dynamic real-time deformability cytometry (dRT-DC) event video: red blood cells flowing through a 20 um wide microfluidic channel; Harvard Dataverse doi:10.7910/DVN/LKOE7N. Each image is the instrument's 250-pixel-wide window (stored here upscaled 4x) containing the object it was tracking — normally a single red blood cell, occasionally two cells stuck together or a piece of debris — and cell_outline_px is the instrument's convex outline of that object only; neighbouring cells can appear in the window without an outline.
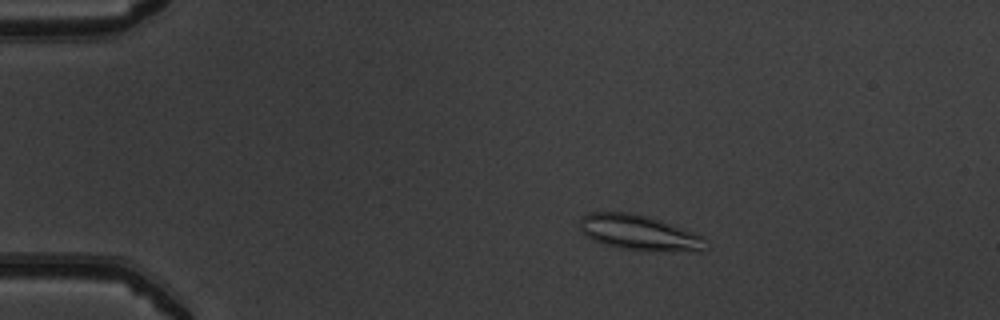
{"species": "common noctule bat (a hibernating species)", "species_latin": "Nyctalus noctula", "temperature_condition": "warm", "stored_images_in_passage": 16, "camera_frame_rate_fps": 3000, "um_per_image_px": 0.085, "animal": {"sex": "male", "body_mass_g": 19.5, "forearm_length_mm": 54.6}, "frame": {"image": 1, "passage_image": 7, "time_ms": 2.0, "image_size_px": [1000, 320], "cell_outline_px": [[704, 252], [640, 252], [616, 248], [592, 240], [584, 236], [580, 232], [580, 216], [588, 212], [632, 212], [652, 216], [684, 228], [704, 236]], "centroid_in_image_um": [54.33, 19.8], "position_along_channel_um": 30.7, "area_um2": 27.17}}
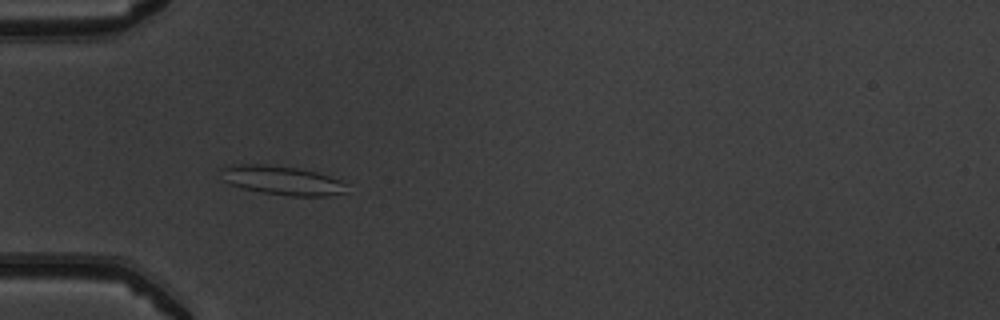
{"frame": {"image": 2, "passage_image": 14, "time_ms": 4.333, "image_size_px": [1000, 320], "cell_outline_px": [[348, 192], [324, 196], [292, 196], [260, 192], [244, 188], [232, 184], [224, 180], [220, 168], [236, 164], [264, 164], [300, 168], [316, 172], [340, 180], [348, 184]], "centroid_in_image_um": [24.03, 15.33], "position_along_channel_um": 61.0, "area_um2": 21.21}}